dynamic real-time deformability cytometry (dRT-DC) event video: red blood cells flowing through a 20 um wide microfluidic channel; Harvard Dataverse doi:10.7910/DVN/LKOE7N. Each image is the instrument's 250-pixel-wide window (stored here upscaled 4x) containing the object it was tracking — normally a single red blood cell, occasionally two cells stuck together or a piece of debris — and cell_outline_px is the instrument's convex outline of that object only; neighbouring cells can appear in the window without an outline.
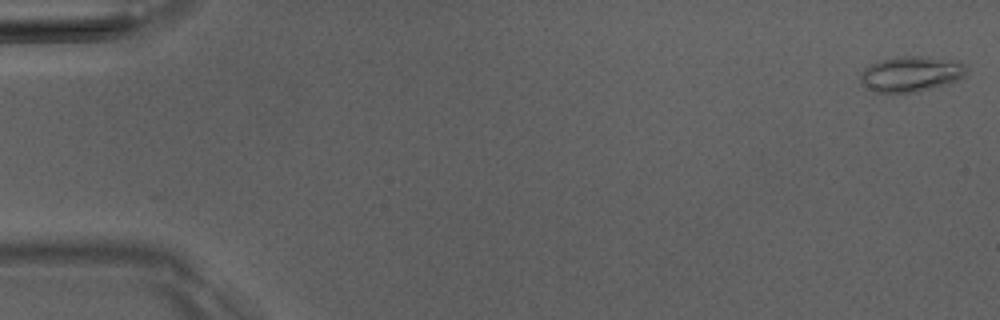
{"species": "Egyptian fruit bat (a non-hibernating species)", "species_latin": "Rousettus aegyptiacus", "temperature_condition": "room temperature", "stored_images_in_passage": 5, "camera_frame_rate_fps": 3000, "um_per_image_px": 0.085, "animal": {"sex": "male"}, "frame": {"image": 1, "passage_image": 1, "time_ms": 0.0, "image_size_px": [1000, 320], "cell_outline_px": [[964, 76], [948, 84], [912, 92], [876, 92], [860, 84], [860, 76], [864, 68], [880, 60], [904, 56], [920, 56], [956, 60], [964, 64]], "centroid_in_image_um": [77.4, 6.28], "position_along_channel_um": 7.6, "area_um2": 21.56}}